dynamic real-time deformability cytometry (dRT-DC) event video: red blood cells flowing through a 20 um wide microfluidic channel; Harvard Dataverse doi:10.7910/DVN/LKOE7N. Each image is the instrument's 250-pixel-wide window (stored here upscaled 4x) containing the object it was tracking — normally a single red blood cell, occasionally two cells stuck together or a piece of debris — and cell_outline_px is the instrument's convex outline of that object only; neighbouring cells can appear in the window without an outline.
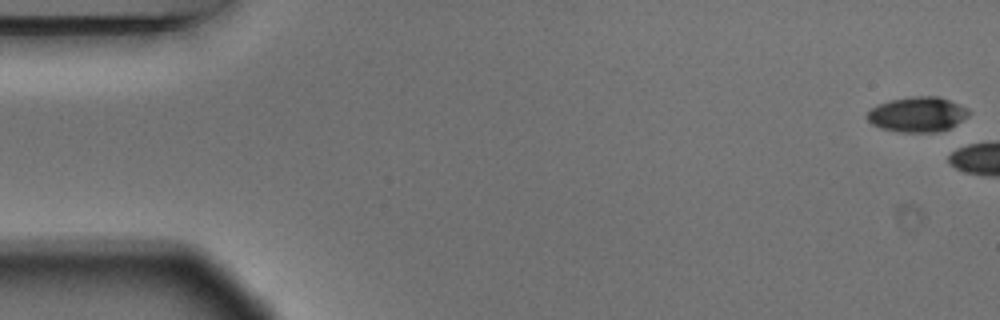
{"species": "Egyptian fruit bat (a non-hibernating species)", "species_latin": "Rousettus aegyptiacus", "temperature_condition": "warm", "stored_images_in_passage": 2, "camera_frame_rate_fps": 3000, "um_per_image_px": 0.085, "animal": {"sex": "male"}, "frame": {"image": 1, "passage_image": 1, "time_ms": 0.0, "image_size_px": [1000, 320], "cell_outline_px": [[972, 112], [968, 116], [956, 124], [948, 128], [936, 132], [900, 132], [880, 128], [872, 124], [864, 116], [876, 104], [888, 100], [912, 96], [936, 96], [948, 100], [968, 108]], "centroid_in_image_um": [77.95, 9.72], "position_along_channel_um": 7.0, "area_um2": 20.87}}